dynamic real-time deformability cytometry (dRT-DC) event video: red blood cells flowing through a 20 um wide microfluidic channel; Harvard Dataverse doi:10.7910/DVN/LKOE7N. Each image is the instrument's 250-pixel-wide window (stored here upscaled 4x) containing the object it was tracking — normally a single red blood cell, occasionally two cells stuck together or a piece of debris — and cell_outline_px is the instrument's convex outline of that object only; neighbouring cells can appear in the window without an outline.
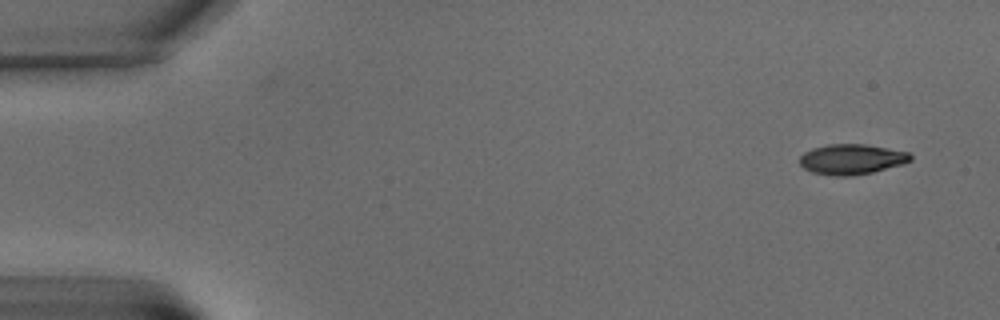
{"species": "common noctule bat (a hibernating species)", "species_latin": "Nyctalus noctula", "temperature_condition": "warm", "stored_images_in_passage": 9, "camera_frame_rate_fps": 3000, "um_per_image_px": 0.085, "animal": {"sex": "male", "body_mass_g": 15.6}, "frame": {"image": 1, "passage_image": 1, "time_ms": 0.0, "image_size_px": [1000, 320], "cell_outline_px": [[912, 160], [904, 164], [872, 172], [852, 176], [832, 176], [812, 172], [804, 168], [800, 164], [800, 156], [804, 152], [812, 148], [828, 144], [864, 144], [908, 152], [912, 156]], "centroid_in_image_um": [72.38, 13.54], "position_along_channel_um": 12.6, "area_um2": 19.59}}
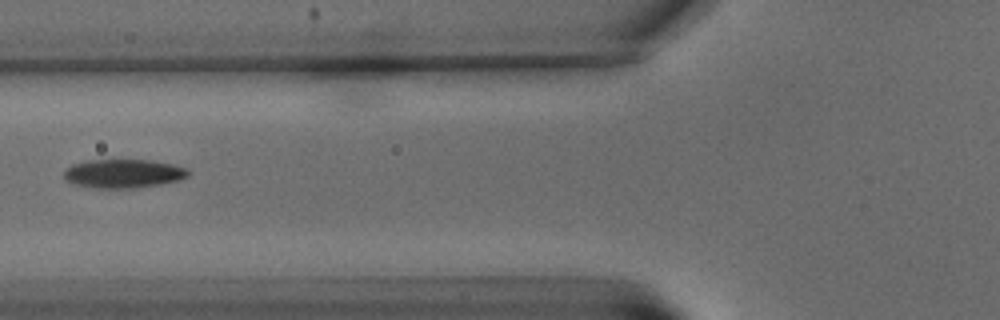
{"frame": {"image": 2, "passage_image": 8, "time_ms": 8.0, "image_size_px": [1000, 320], "cell_outline_px": [[192, 172], [188, 176], [176, 180], [160, 184], [132, 188], [96, 188], [72, 184], [64, 180], [64, 172], [72, 164], [88, 160], [152, 160], [172, 164], [184, 168]], "centroid_in_image_um": [10.45, 14.75], "position_along_channel_um": 115.3, "area_um2": 20.75}}
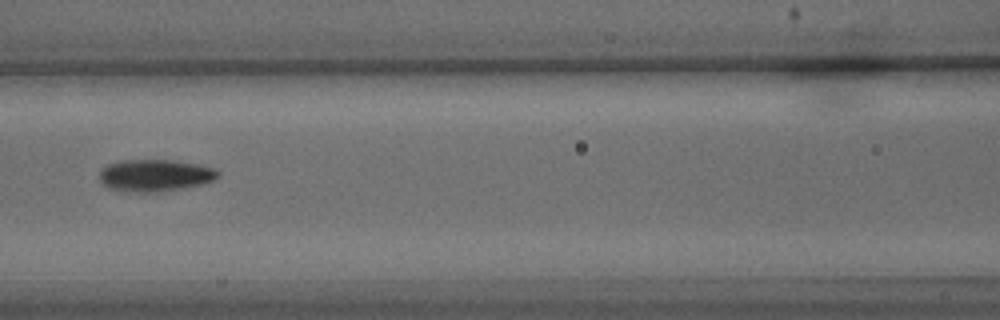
{"frame": {"image": 3, "passage_image": 9, "time_ms": 9.333, "image_size_px": [1000, 320], "cell_outline_px": [[220, 176], [212, 180], [200, 184], [180, 188], [152, 192], [140, 192], [108, 188], [100, 180], [100, 172], [108, 164], [124, 160], [172, 160], [196, 164], [216, 168], [220, 172]], "centroid_in_image_um": [13.2, 14.89], "position_along_channel_um": 153.4, "area_um2": 21.68}}